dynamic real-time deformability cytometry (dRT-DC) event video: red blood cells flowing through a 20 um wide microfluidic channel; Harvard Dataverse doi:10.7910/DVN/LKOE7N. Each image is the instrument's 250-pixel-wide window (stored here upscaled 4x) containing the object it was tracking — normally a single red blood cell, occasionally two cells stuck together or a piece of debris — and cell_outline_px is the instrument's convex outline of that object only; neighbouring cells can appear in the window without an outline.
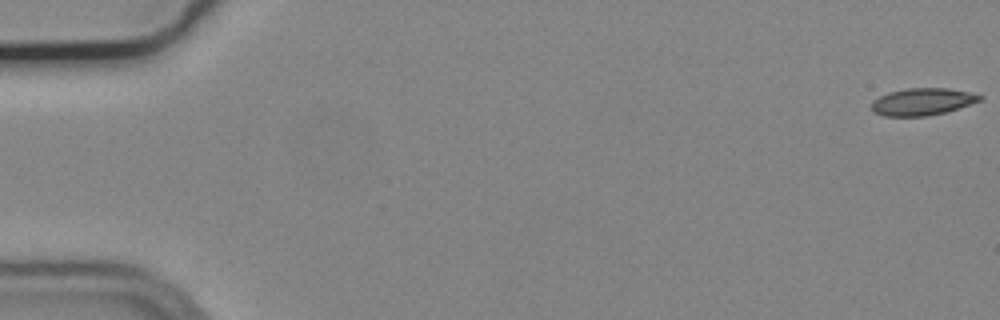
{"species": "common noctule bat (a hibernating species)", "species_latin": "Nyctalus noctula", "temperature_condition": "cold", "stored_images_in_passage": 56, "camera_frame_rate_fps": 3000, "um_per_image_px": 0.085, "animal": {"sex": "male", "body_mass_g": 19.2, "forearm_length_mm": 51.8}, "frame": {"image": 1, "passage_image": 1, "time_ms": 0.0, "image_size_px": [1000, 320], "cell_outline_px": [[984, 100], [948, 112], [928, 116], [884, 116], [876, 112], [872, 108], [872, 100], [888, 92], [908, 88], [948, 88], [968, 92], [984, 96]], "centroid_in_image_um": [78.46, 8.65], "position_along_channel_um": 6.5, "area_um2": 17.28}}
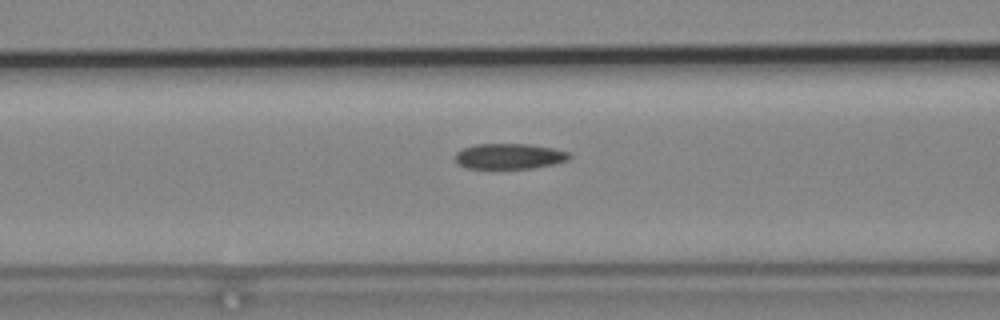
{"frame": {"image": 2, "passage_image": 23, "time_ms": 7.333, "image_size_px": [1000, 320], "cell_outline_px": [[572, 156], [568, 160], [552, 164], [532, 168], [468, 168], [460, 164], [456, 160], [456, 152], [464, 148], [476, 144], [528, 144], [552, 148], [568, 152]], "centroid_in_image_um": [43.31, 13.27], "position_along_channel_um": 123.3, "area_um2": 16.7}}
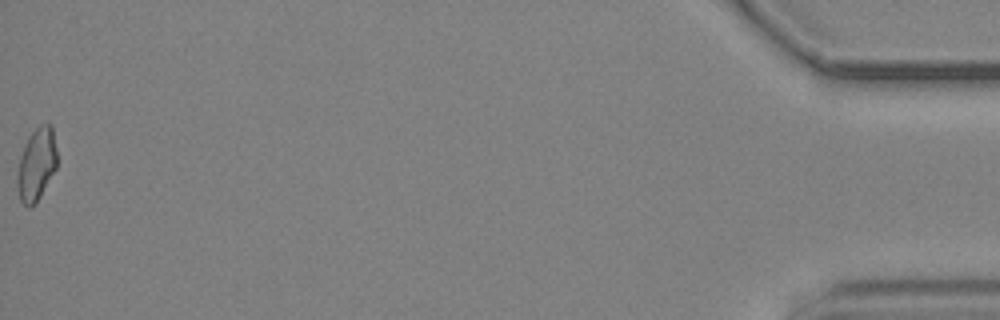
{"frame": {"image": 3, "passage_image": 56, "time_ms": 18.333, "image_size_px": [1000, 320], "cell_outline_px": [[56, 168], [36, 204], [28, 208], [20, 200], [16, 188], [16, 176], [20, 156], [28, 136], [40, 124], [48, 120], [52, 124], [56, 148]], "centroid_in_image_um": [3.09, 13.96], "position_along_channel_um": 432.1, "area_um2": 17.17}, "authors_computed_cell_mechanics": {"area_um2": 17.2533, "velocity_mm_per_s": 3.7293, "shape_relaxation_time_tau1_ms": null, "shape_relaxation_time_tau2_ms": 5.0631, "deformation_change_tau1": null, "deformation_change_tau2": 0.0915}}